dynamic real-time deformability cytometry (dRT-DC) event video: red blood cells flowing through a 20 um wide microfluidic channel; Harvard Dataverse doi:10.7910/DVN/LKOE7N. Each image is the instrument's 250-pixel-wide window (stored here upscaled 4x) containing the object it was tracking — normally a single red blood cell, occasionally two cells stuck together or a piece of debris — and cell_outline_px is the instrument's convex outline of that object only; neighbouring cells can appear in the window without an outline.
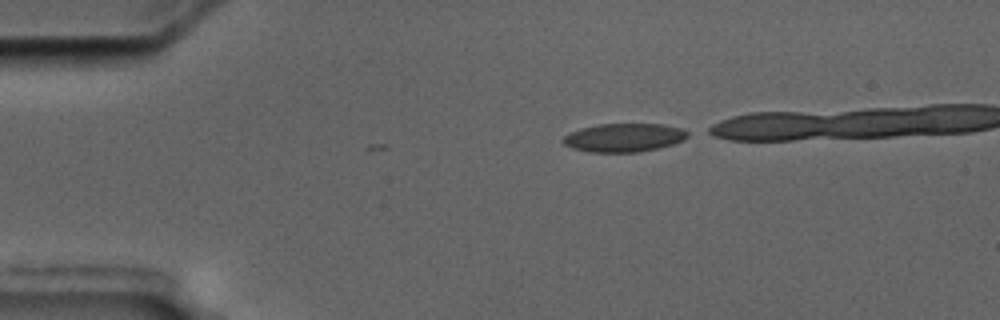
{"species": "common noctule bat (a hibernating species)", "species_latin": "Nyctalus noctula", "temperature_condition": "cold", "stored_images_in_passage": 3, "camera_frame_rate_fps": 3000, "um_per_image_px": 0.085, "animal": {"sex": "male", "body_mass_g": 17.5, "forearm_length_mm": 52.3}, "frame": {"image": 1, "passage_image": 1, "time_ms": 0.0, "image_size_px": [1000, 320], "cell_outline_px": [[688, 136], [684, 140], [672, 144], [640, 152], [588, 152], [572, 148], [564, 144], [560, 140], [564, 136], [580, 128], [596, 124], [664, 124], [680, 128], [688, 132]], "centroid_in_image_um": [53.01, 11.69], "position_along_channel_um": 32.0, "area_um2": 20.69}}
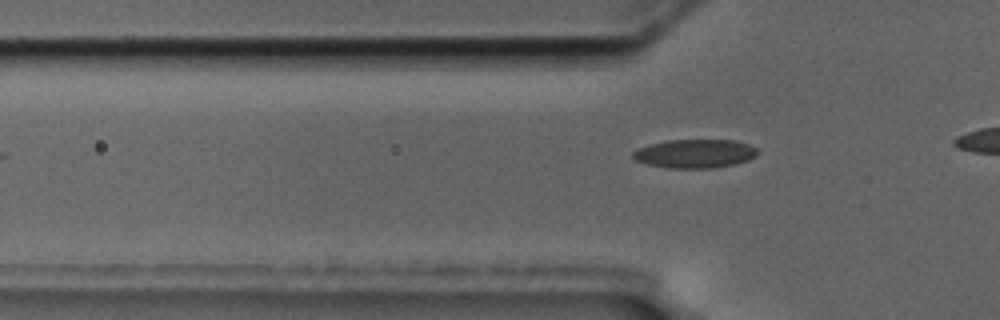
{"frame": {"image": 2, "passage_image": 3, "time_ms": 2.333, "image_size_px": [1000, 320], "cell_outline_px": [[760, 152], [756, 156], [748, 160], [736, 164], [712, 168], [668, 168], [648, 164], [636, 160], [632, 156], [632, 152], [636, 148], [648, 144], [668, 140], [736, 140], [748, 144], [756, 148]], "centroid_in_image_um": [59.07, 13.05], "position_along_channel_um": 66.7, "area_um2": 21.04}}